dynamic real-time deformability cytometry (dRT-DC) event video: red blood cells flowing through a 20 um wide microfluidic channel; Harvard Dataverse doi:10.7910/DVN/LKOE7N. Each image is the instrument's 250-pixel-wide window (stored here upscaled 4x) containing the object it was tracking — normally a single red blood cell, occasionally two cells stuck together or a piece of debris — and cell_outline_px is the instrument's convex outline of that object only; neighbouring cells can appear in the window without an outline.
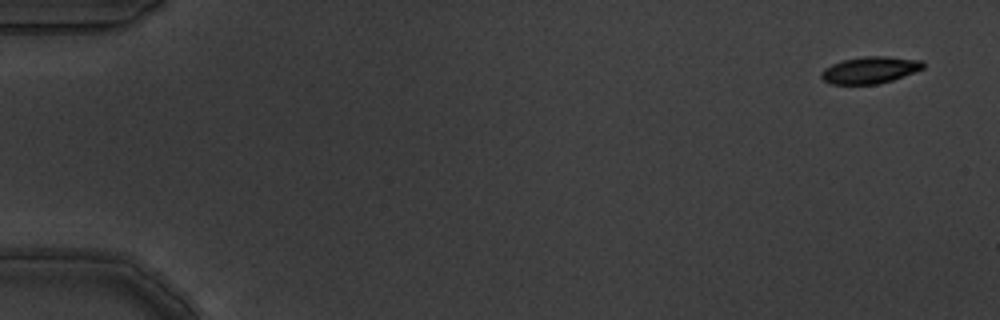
{"species": "common noctule bat (a hibernating species)", "species_latin": "Nyctalus noctula", "temperature_condition": "warm", "stored_images_in_passage": 6, "camera_frame_rate_fps": 3000, "um_per_image_px": 0.085, "animal": {"sex": "male", "body_mass_g": 19.5, "forearm_length_mm": 54.6}, "frame": {"image": 1, "passage_image": 1, "time_ms": 0.0, "image_size_px": [1000, 320], "cell_outline_px": [[924, 68], [892, 80], [880, 84], [832, 84], [824, 80], [820, 76], [820, 72], [824, 68], [832, 64], [844, 60], [864, 56], [888, 56], [924, 60]], "centroid_in_image_um": [73.96, 5.94], "position_along_channel_um": 11.0, "area_um2": 15.95}}
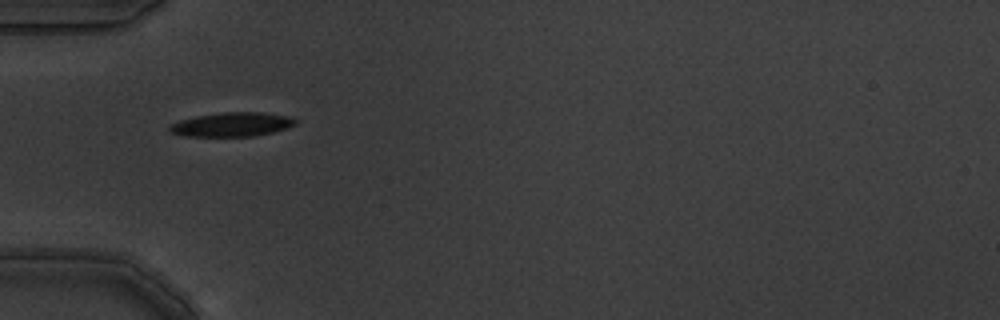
{"frame": {"image": 2, "passage_image": 5, "time_ms": 1.333, "image_size_px": [1000, 320], "cell_outline_px": [[296, 124], [288, 128], [256, 136], [184, 136], [168, 132], [168, 124], [180, 120], [196, 116], [220, 112], [260, 112], [288, 116], [296, 120]], "centroid_in_image_um": [19.66, 10.58], "position_along_channel_um": 65.3, "area_um2": 17.8}}
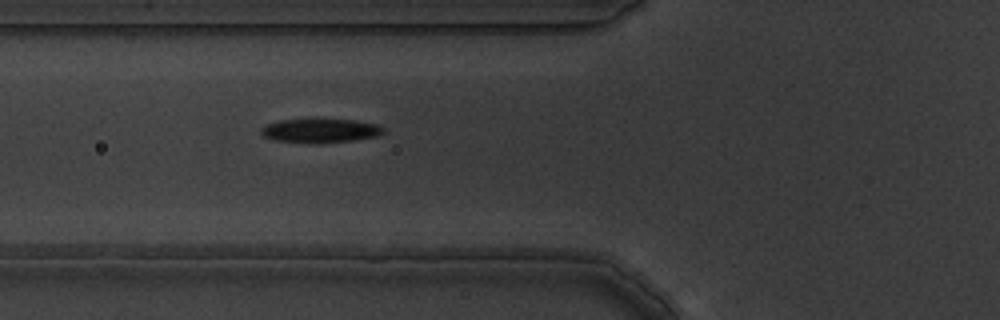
{"frame": {"image": 3, "passage_image": 6, "time_ms": 1.667, "image_size_px": [1000, 320], "cell_outline_px": [[384, 132], [376, 136], [352, 140], [276, 140], [264, 136], [260, 132], [260, 128], [268, 124], [280, 120], [308, 116], [312, 116], [356, 120], [376, 124], [384, 128]], "centroid_in_image_um": [27.22, 10.99], "position_along_channel_um": 98.6, "area_um2": 16.88}}